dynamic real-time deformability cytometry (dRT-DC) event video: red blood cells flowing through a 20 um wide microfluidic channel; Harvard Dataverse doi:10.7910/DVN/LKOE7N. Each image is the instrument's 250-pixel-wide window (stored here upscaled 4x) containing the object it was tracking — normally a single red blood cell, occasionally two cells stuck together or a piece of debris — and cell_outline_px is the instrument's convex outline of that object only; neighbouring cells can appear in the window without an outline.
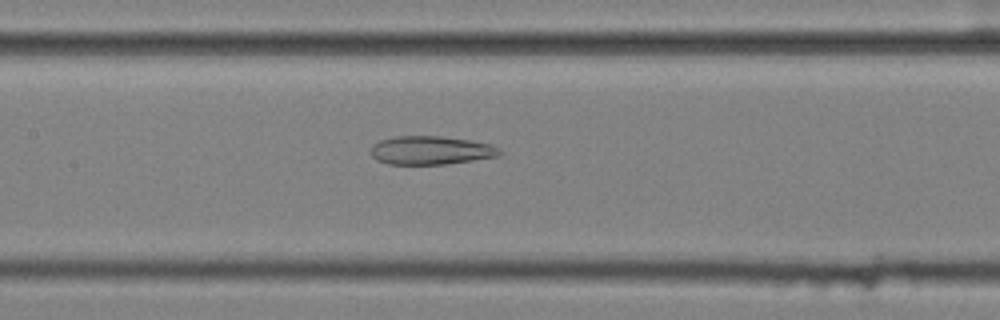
{"species": "common noctule bat (a hibernating species)", "species_latin": "Nyctalus noctula", "temperature_condition": "cold", "stored_images_in_passage": 38, "camera_frame_rate_fps": 3000, "um_per_image_px": 0.085, "animal": {"sex": "female", "body_mass_g": 25.1}, "frame": {"image": 1, "passage_image": 9, "time_ms": 2.667, "image_size_px": [1000, 320], "cell_outline_px": [[504, 152], [500, 156], [444, 164], [388, 164], [376, 160], [372, 156], [372, 144], [380, 140], [396, 136], [440, 136], [468, 140], [492, 144]], "centroid_in_image_um": [36.63, 12.77], "position_along_channel_um": 170.8, "area_um2": 21.39}}
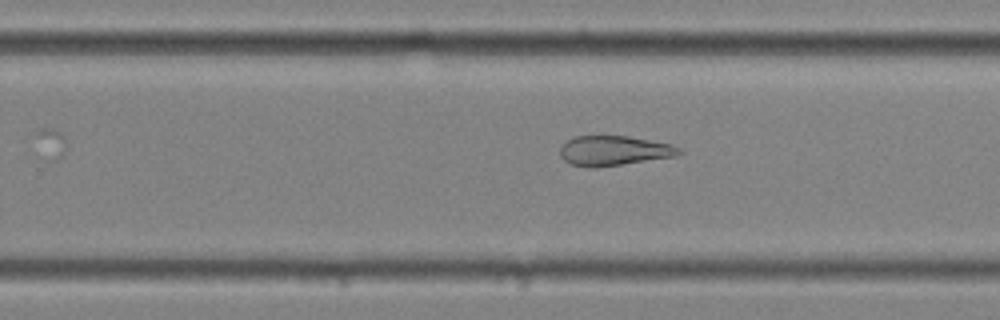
{"frame": {"image": 2, "passage_image": 18, "time_ms": 5.667, "image_size_px": [1000, 320], "cell_outline_px": [[684, 152], [676, 156], [596, 168], [588, 168], [572, 164], [564, 160], [560, 156], [560, 148], [568, 140], [576, 136], [628, 136], [672, 144], [680, 148]], "centroid_in_image_um": [52.2, 12.81], "position_along_channel_um": 277.6, "area_um2": 20.69}}
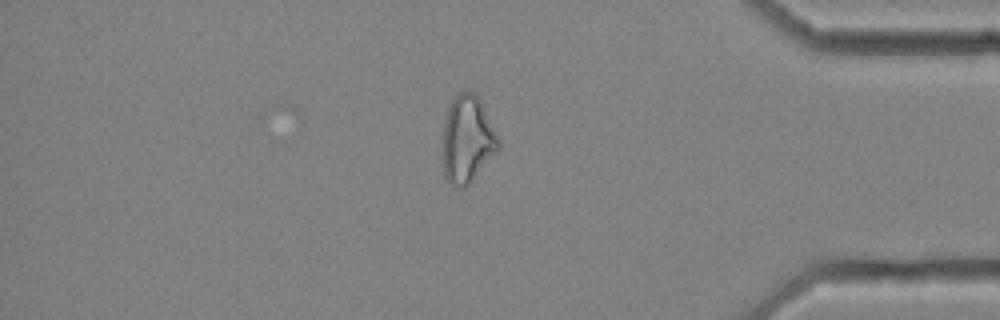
{"frame": {"image": 3, "passage_image": 30, "time_ms": 9.667, "image_size_px": [1000, 320], "cell_outline_px": [[500, 148], [472, 180], [464, 188], [460, 188], [452, 184], [444, 176], [444, 124], [448, 108], [452, 100], [460, 92], [468, 88], [480, 100], [500, 140]], "centroid_in_image_um": [39.74, 11.83], "position_along_channel_um": 395.5, "area_um2": 27.8}}